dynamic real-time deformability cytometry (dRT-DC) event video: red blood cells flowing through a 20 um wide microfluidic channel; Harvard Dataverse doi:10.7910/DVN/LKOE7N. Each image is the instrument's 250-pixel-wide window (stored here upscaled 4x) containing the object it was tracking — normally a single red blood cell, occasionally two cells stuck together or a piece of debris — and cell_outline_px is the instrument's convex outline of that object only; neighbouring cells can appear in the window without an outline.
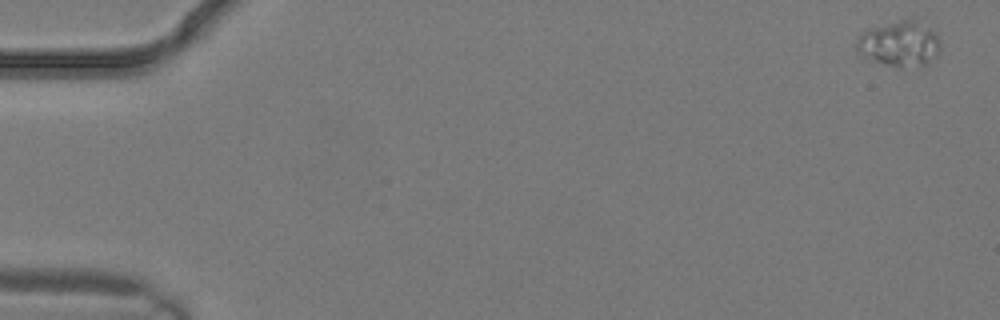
{"species": "common noctule bat (a hibernating species)", "species_latin": "Nyctalus noctula", "temperature_condition": "warm", "stored_images_in_passage": 4, "camera_frame_rate_fps": 3000, "um_per_image_px": 0.085, "animal": {"sex": "male", "body_mass_g": 19.2, "forearm_length_mm": 51.8}, "frame": {"image": 1, "passage_image": 1, "time_ms": 0.0, "image_size_px": [1000, 320], "cell_outline_px": [[940, 52], [928, 64], [920, 68], [900, 68], [868, 60], [856, 52], [856, 40], [864, 32], [872, 28], [912, 16], [916, 16], [936, 32], [940, 40]], "centroid_in_image_um": [76.52, 3.72], "position_along_channel_um": 8.5, "area_um2": 23.18}}
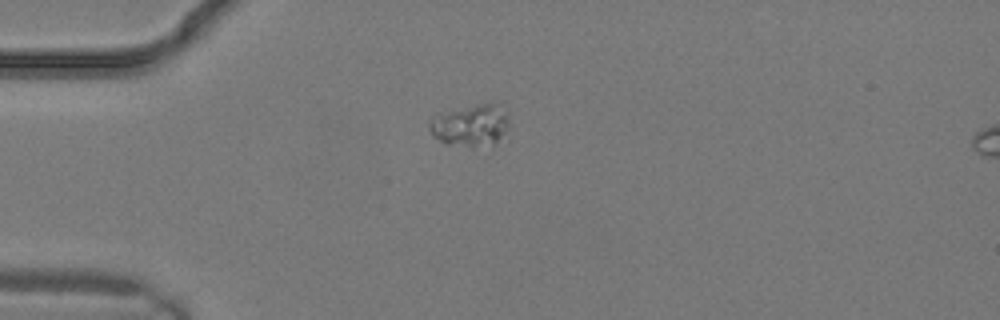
{"frame": {"image": 2, "passage_image": 3, "time_ms": 0.667, "image_size_px": [1000, 320], "cell_outline_px": [[508, 128], [492, 144], [472, 148], [444, 144], [432, 136], [428, 128], [428, 124], [432, 116], [480, 104], [496, 104], [508, 116]], "centroid_in_image_um": [39.93, 10.71], "position_along_channel_um": 45.1, "area_um2": 19.13}}